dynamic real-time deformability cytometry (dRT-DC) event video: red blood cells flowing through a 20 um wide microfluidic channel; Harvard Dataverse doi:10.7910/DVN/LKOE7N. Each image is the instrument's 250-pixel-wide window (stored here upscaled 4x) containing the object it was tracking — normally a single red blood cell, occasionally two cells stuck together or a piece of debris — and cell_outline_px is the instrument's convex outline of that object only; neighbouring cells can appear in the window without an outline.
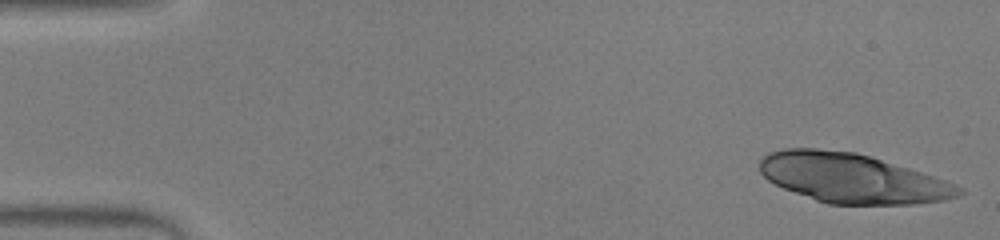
{"species": "human", "species_latin": "Homo sapiens", "temperature_condition": "warm", "stored_images_in_passage": 50, "camera_frame_rate_fps": 3000, "um_per_image_px": 0.085, "donor": {"sex": "male"}, "frame": {"image": 1, "passage_image": 1, "time_ms": 0.0, "image_size_px": [1000, 240], "cell_outline_px": [[964, 192], [956, 196], [944, 200], [912, 204], [828, 204], [816, 200], [784, 188], [768, 180], [760, 172], [760, 160], [768, 152], [784, 148], [816, 148], [856, 152], [948, 180], [960, 188]], "centroid_in_image_um": [72.42, 15.14], "position_along_channel_um": 12.6, "area_um2": 56.99}}